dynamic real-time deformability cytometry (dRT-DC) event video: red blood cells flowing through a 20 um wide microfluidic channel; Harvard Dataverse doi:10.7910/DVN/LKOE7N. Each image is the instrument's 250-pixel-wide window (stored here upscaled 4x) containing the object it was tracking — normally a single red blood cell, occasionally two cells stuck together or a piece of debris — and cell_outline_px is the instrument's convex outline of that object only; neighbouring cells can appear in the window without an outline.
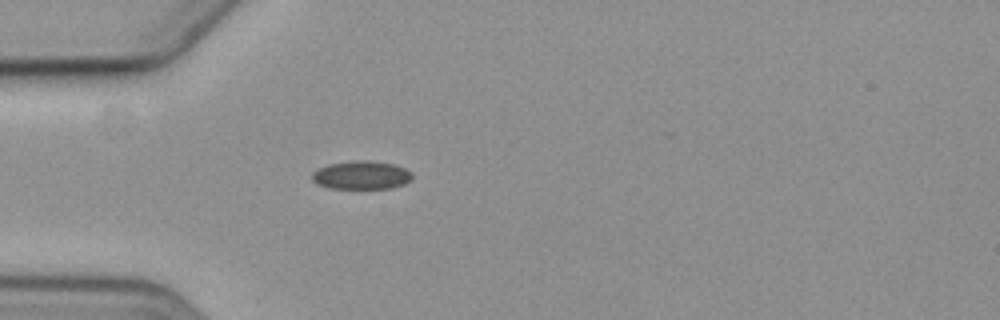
{"species": "common noctule bat (a hibernating species)", "species_latin": "Nyctalus noctula", "temperature_condition": "cold", "stored_images_in_passage": 3, "camera_frame_rate_fps": 3000, "um_per_image_px": 0.085, "animal": {"sex": "female", "body_mass_g": 19.3, "forearm_length_mm": 54.1}, "frame": {"image": 1, "passage_image": 3, "time_ms": 3.333, "image_size_px": [1000, 320], "cell_outline_px": [[412, 180], [404, 184], [392, 188], [328, 188], [316, 184], [312, 180], [312, 172], [328, 164], [352, 160], [368, 160], [396, 164], [412, 172]], "centroid_in_image_um": [30.73, 14.88], "position_along_channel_um": 54.3, "area_um2": 16.76}}